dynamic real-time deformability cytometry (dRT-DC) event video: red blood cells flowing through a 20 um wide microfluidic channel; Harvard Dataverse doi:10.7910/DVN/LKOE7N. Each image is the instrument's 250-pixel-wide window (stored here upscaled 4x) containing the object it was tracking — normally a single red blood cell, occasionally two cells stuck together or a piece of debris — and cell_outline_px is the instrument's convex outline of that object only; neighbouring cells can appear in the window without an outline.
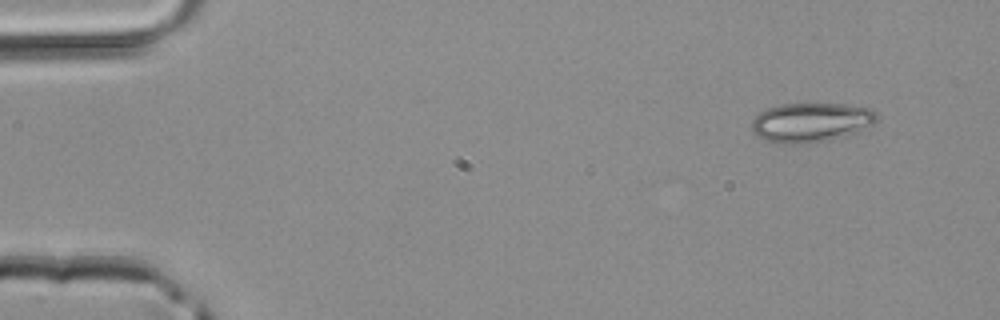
{"species": "common noctule bat (a hibernating species)", "species_latin": "Nyctalus noctula", "temperature_condition": "room temperature", "stored_images_in_passage": 5, "segment_of_instrument_passage": [2, 2], "camera_frame_rate_fps": 3000, "um_per_image_px": 0.085, "animal": {"sex": "male", "body_mass_g": 20.4}, "frame": {"image": 1, "passage_image": 5, "time_ms": 1.333, "image_size_px": [1000, 320], "cell_outline_px": [[880, 116], [872, 124], [856, 132], [828, 140], [804, 144], [780, 144], [764, 140], [752, 128], [752, 120], [760, 112], [768, 108], [780, 104], [844, 104], [868, 108], [876, 112]], "centroid_in_image_um": [68.93, 10.4], "position_along_channel_um": 16.1, "area_um2": 28.5}}